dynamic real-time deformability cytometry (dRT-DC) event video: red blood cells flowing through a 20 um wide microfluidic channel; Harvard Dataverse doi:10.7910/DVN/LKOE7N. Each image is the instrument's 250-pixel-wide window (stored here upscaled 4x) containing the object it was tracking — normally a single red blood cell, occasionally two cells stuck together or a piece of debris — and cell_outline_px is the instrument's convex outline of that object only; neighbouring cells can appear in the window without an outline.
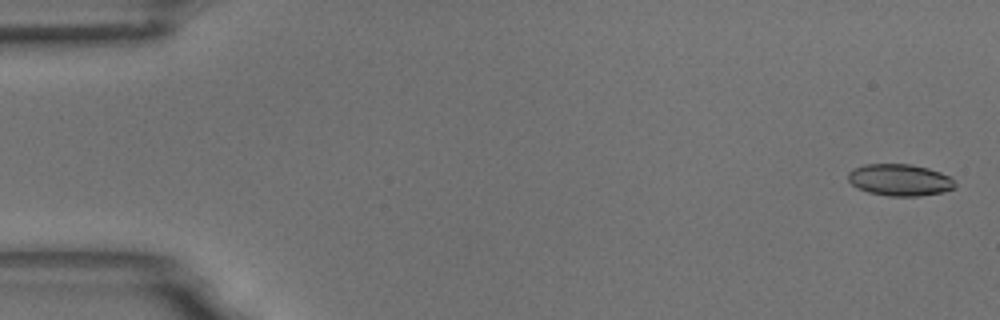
{"species": "common noctule bat (a hibernating species)", "species_latin": "Nyctalus noctula", "temperature_condition": "room temperature", "stored_images_in_passage": 4, "camera_frame_rate_fps": 3000, "um_per_image_px": 0.085, "animal": {"sex": "male", "body_mass_g": 18.8}, "frame": {"image": 1, "passage_image": 1, "time_ms": 0.0, "image_size_px": [1000, 320], "cell_outline_px": [[956, 188], [944, 192], [920, 196], [888, 196], [868, 192], [852, 184], [848, 180], [848, 172], [864, 164], [912, 164], [928, 168], [940, 172], [948, 176], [956, 184]], "centroid_in_image_um": [76.51, 15.3], "position_along_channel_um": 8.5, "area_um2": 19.77}}